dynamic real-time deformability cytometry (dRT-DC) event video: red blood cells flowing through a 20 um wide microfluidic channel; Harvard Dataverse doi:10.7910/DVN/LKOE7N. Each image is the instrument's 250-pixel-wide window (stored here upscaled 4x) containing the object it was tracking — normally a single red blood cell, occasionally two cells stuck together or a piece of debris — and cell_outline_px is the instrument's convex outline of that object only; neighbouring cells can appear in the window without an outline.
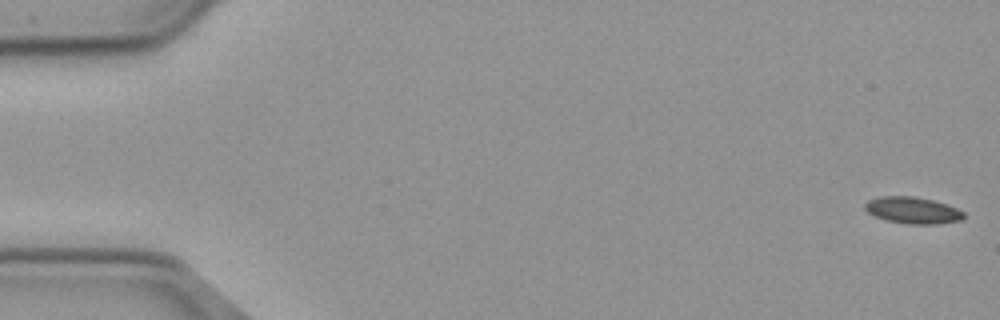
{"species": "common noctule bat (a hibernating species)", "species_latin": "Nyctalus noctula", "temperature_condition": "cold", "stored_images_in_passage": 57, "segment_of_instrument_passage": [1, 2], "camera_frame_rate_fps": 3000, "um_per_image_px": 0.085, "animal": {"sex": "male", "body_mass_g": 23.1, "forearm_length_mm": 52.7}, "frame": {"image": 1, "passage_image": 1, "time_ms": 0.0, "image_size_px": [1000, 320], "cell_outline_px": [[964, 220], [936, 224], [908, 224], [888, 220], [876, 216], [868, 212], [864, 208], [864, 204], [868, 200], [880, 196], [912, 196], [932, 200], [956, 208], [964, 212]], "centroid_in_image_um": [77.58, 17.87], "position_along_channel_um": 7.4, "area_um2": 15.2}}
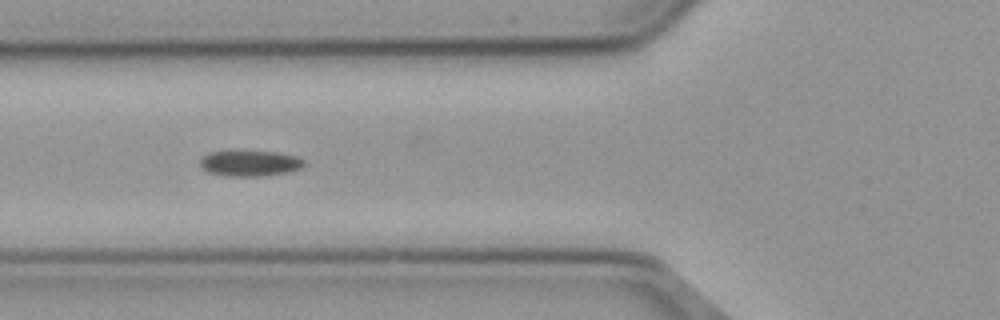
{"frame": {"image": 2, "passage_image": 21, "time_ms": 6.667, "image_size_px": [1000, 320], "cell_outline_px": [[304, 164], [300, 168], [288, 172], [260, 176], [228, 176], [208, 172], [200, 164], [200, 156], [208, 152], [276, 152], [296, 156], [304, 160]], "centroid_in_image_um": [21.22, 13.88], "position_along_channel_um": 104.6, "area_um2": 15.32}}
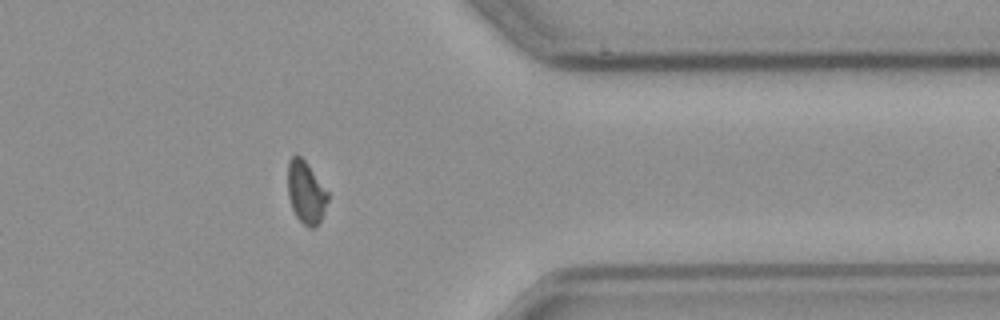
{"frame": {"image": 3, "passage_image": 45, "time_ms": 14.667, "image_size_px": [1000, 320], "cell_outline_px": [[328, 200], [320, 220], [316, 228], [308, 228], [296, 216], [292, 208], [288, 196], [288, 160], [292, 156], [300, 156], [308, 164], [328, 192]], "centroid_in_image_um": [26.0, 16.36], "position_along_channel_um": 385.4, "area_um2": 14.45}}